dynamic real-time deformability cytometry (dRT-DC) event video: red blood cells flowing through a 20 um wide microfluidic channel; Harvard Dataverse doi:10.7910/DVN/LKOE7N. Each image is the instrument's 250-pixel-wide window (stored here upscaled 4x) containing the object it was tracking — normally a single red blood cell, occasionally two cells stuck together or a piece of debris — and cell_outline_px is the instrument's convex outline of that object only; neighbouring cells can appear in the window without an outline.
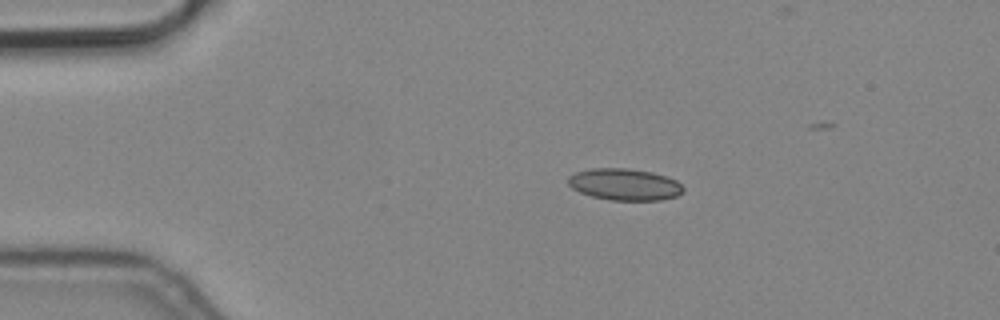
{"species": "common noctule bat (a hibernating species)", "species_latin": "Nyctalus noctula", "temperature_condition": "cold", "stored_images_in_passage": 4, "camera_frame_rate_fps": 3000, "um_per_image_px": 0.085, "animal": {"sex": "male", "body_mass_g": 19.2, "forearm_length_mm": 51.8}, "frame": {"image": 1, "passage_image": 2, "time_ms": 0.333, "image_size_px": [1000, 320], "cell_outline_px": [[684, 192], [676, 196], [660, 200], [608, 200], [592, 196], [580, 192], [572, 188], [568, 184], [568, 176], [576, 172], [588, 168], [628, 168], [652, 172], [676, 180], [684, 188]], "centroid_in_image_um": [53.07, 15.67], "position_along_channel_um": 31.9, "area_um2": 21.33}}
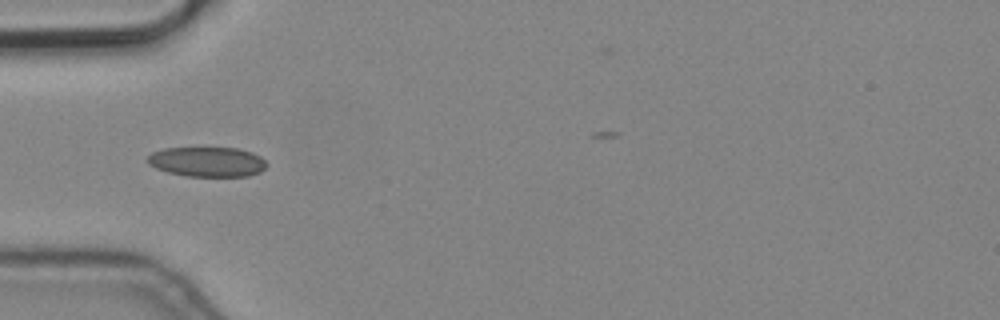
{"frame": {"image": 2, "passage_image": 4, "time_ms": 1.0, "image_size_px": [1000, 320], "cell_outline_px": [[268, 164], [260, 172], [248, 176], [184, 176], [168, 172], [156, 168], [148, 164], [144, 160], [152, 152], [164, 148], [236, 148], [252, 152], [260, 156]], "centroid_in_image_um": [17.59, 13.75], "position_along_channel_um": 67.4, "area_um2": 20.81}}